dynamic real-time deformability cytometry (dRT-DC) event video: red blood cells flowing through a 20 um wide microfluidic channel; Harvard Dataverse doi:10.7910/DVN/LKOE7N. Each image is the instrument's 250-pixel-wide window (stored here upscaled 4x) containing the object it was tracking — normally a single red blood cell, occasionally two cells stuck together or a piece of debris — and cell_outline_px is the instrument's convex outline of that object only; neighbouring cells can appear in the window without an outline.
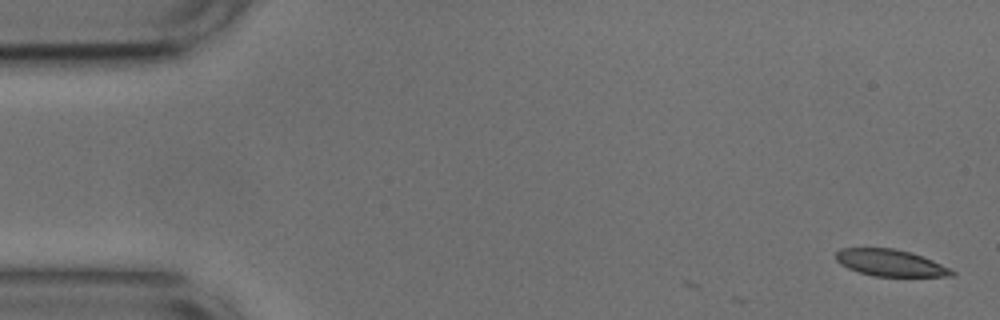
{"species": "common noctule bat (a hibernating species)", "species_latin": "Nyctalus noctula", "temperature_condition": "cold", "stored_images_in_passage": 2, "camera_frame_rate_fps": 3000, "um_per_image_px": 0.085, "animal": {"sex": "male", "body_mass_g": 17.9, "forearm_length_mm": 54.2}, "frame": {"image": 1, "passage_image": 2, "time_ms": 0.333, "image_size_px": [1000, 320], "cell_outline_px": [[956, 276], [872, 276], [848, 268], [840, 264], [836, 260], [836, 252], [840, 248], [892, 248], [912, 252], [952, 268], [956, 272]], "centroid_in_image_um": [75.71, 22.34], "position_along_channel_um": 9.3, "area_um2": 18.15}}